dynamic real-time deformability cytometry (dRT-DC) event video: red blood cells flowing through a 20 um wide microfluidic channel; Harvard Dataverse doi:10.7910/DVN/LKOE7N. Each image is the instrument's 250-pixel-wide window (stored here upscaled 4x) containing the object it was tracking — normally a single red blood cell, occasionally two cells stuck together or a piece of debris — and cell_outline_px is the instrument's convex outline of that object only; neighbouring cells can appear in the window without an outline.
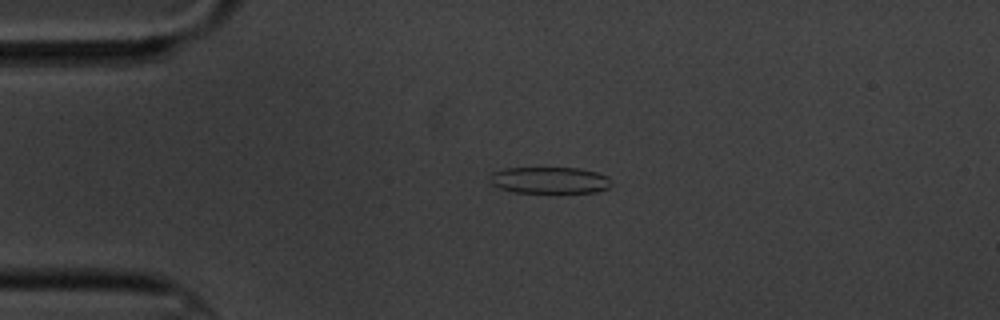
{"species": "common noctule bat (a hibernating species)", "species_latin": "Nyctalus noctula", "temperature_condition": "cold", "stored_images_in_passage": 7, "camera_frame_rate_fps": 3000, "um_per_image_px": 0.085, "animal": {"sex": "male", "body_mass_g": 20.1, "forearm_length_mm": 53.5}, "frame": {"image": 1, "passage_image": 4, "time_ms": 3.667, "image_size_px": [1000, 320], "cell_outline_px": [[612, 184], [608, 188], [596, 192], [556, 196], [516, 192], [500, 188], [492, 184], [488, 180], [488, 176], [492, 172], [504, 168], [580, 168], [596, 172], [608, 176]], "centroid_in_image_um": [46.73, 15.37], "position_along_channel_um": 38.3, "area_um2": 20.0}}
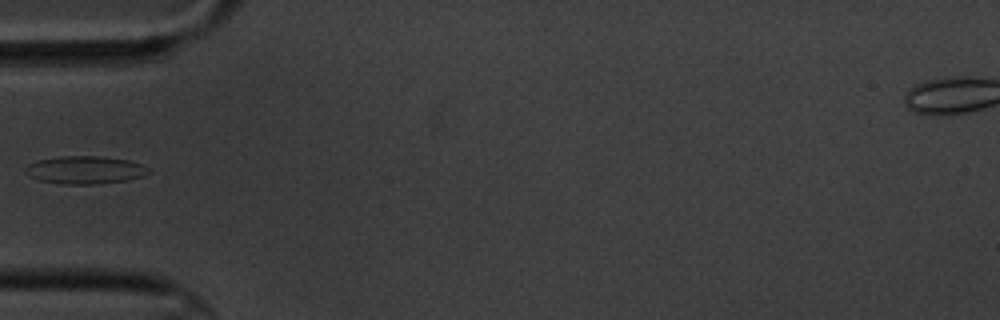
{"frame": {"image": 2, "passage_image": 5, "time_ms": 5.667, "image_size_px": [1000, 320], "cell_outline_px": [[152, 172], [144, 176], [128, 180], [100, 184], [60, 184], [40, 180], [28, 176], [24, 172], [24, 168], [28, 164], [36, 160], [60, 156], [100, 156], [128, 160], [144, 164]], "centroid_in_image_um": [7.24, 14.45], "position_along_channel_um": 77.8, "area_um2": 20.35}}
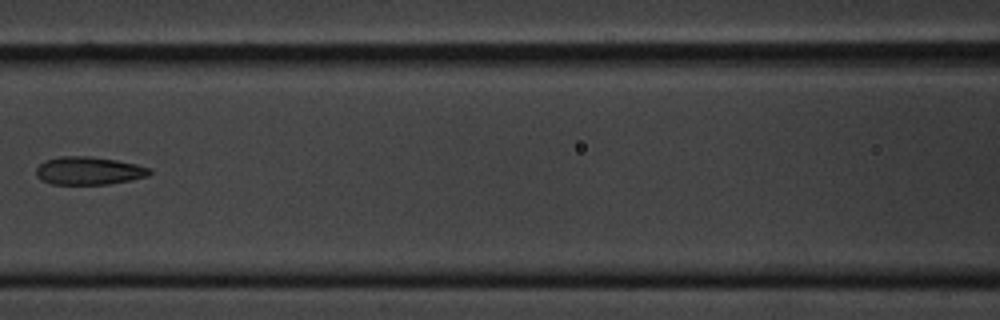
{"frame": {"image": 3, "passage_image": 7, "time_ms": 8.0, "image_size_px": [1000, 320], "cell_outline_px": [[152, 172], [148, 176], [132, 180], [108, 184], [52, 184], [36, 176], [36, 168], [44, 160], [60, 156], [88, 156], [116, 160], [136, 164], [152, 168]], "centroid_in_image_um": [7.57, 14.51], "position_along_channel_um": 159.0, "area_um2": 18.55}}